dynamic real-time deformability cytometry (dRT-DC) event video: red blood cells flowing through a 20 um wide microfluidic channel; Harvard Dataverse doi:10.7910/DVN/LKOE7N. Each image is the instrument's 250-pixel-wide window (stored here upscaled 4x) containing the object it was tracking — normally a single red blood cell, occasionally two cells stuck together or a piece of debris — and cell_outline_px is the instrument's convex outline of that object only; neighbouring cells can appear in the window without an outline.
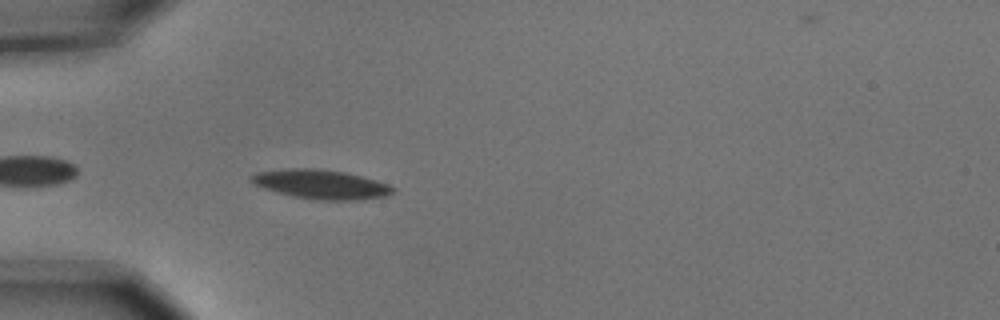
{"species": "common noctule bat (a hibernating species)", "species_latin": "Nyctalus noctula", "temperature_condition": "cold", "stored_images_in_passage": 4, "camera_frame_rate_fps": 3000, "um_per_image_px": 0.085, "animal": {"sex": "male", "body_mass_g": 15.6}, "frame": {"image": 1, "passage_image": 3, "time_ms": 0.667, "image_size_px": [1000, 320], "cell_outline_px": [[392, 192], [384, 196], [356, 200], [320, 200], [292, 196], [264, 188], [256, 184], [248, 176], [256, 172], [284, 168], [320, 168], [344, 172], [376, 180], [388, 184], [392, 188]], "centroid_in_image_um": [27.24, 15.65], "position_along_channel_um": 57.8, "area_um2": 23.87}}